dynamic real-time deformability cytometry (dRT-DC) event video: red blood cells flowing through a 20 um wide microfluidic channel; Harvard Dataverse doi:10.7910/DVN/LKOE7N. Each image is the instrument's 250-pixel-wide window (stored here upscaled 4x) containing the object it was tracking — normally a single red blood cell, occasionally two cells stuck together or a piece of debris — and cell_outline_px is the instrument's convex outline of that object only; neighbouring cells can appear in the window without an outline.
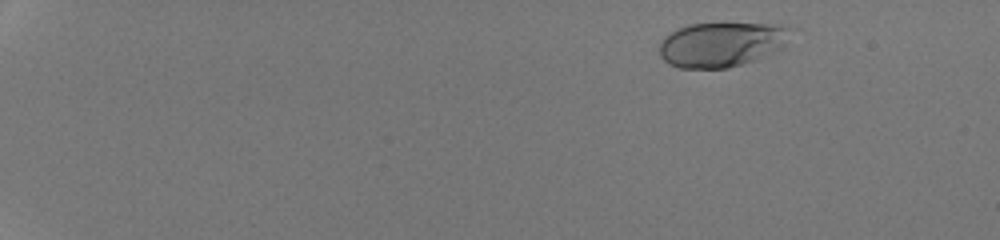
{"species": "human", "species_latin": "Homo sapiens", "temperature_condition": "room temperature", "stored_images_in_passage": 49, "camera_frame_rate_fps": 3000, "um_per_image_px": 0.085, "donor": {"sex": "male"}, "frame": {"image": 1, "passage_image": 5, "time_ms": 1.333, "image_size_px": [1000, 240], "cell_outline_px": [[796, 28], [780, 48], [756, 60], [728, 68], [680, 68], [668, 64], [660, 56], [660, 40], [664, 36], [676, 28], [688, 24], [784, 24]], "centroid_in_image_um": [61.33, 3.76], "position_along_channel_um": 23.7, "area_um2": 34.45}}
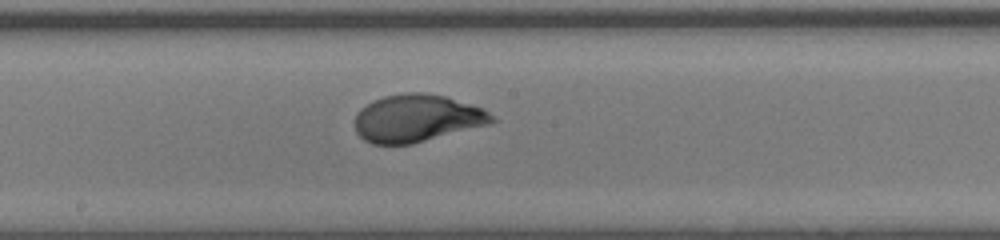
{"frame": {"image": 2, "passage_image": 30, "time_ms": 9.667, "image_size_px": [1000, 240], "cell_outline_px": [[500, 120], [492, 124], [412, 144], [372, 144], [364, 140], [356, 132], [356, 112], [360, 108], [372, 100], [384, 96], [408, 92], [424, 92], [444, 96], [480, 108], [488, 112]], "centroid_in_image_um": [35.44, 10.06], "position_along_channel_um": 212.8, "area_um2": 38.03}}
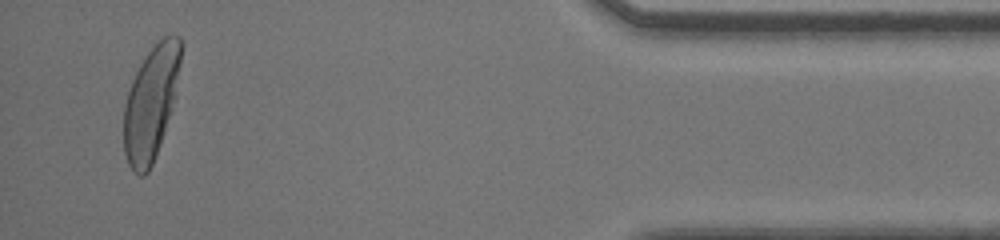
{"frame": {"image": 3, "passage_image": 48, "time_ms": 15.667, "image_size_px": [1000, 240], "cell_outline_px": [[184, 44], [176, 96], [160, 144], [152, 164], [148, 172], [144, 176], [140, 176], [132, 172], [128, 164], [124, 152], [124, 104], [132, 80], [140, 64], [148, 52], [164, 36], [180, 36]], "centroid_in_image_um": [12.85, 8.74], "position_along_channel_um": 422.3, "area_um2": 38.03}, "authors_computed_cell_mechanics": {"area_um2": 36.6452, "velocity_mm_per_s": 4.2785, "shape_relaxation_time_tau1_ms": 3.3234, "shape_relaxation_time_tau2_ms": null, "deformation_change_tau1": 0.1748, "deformation_change_tau2": null}}